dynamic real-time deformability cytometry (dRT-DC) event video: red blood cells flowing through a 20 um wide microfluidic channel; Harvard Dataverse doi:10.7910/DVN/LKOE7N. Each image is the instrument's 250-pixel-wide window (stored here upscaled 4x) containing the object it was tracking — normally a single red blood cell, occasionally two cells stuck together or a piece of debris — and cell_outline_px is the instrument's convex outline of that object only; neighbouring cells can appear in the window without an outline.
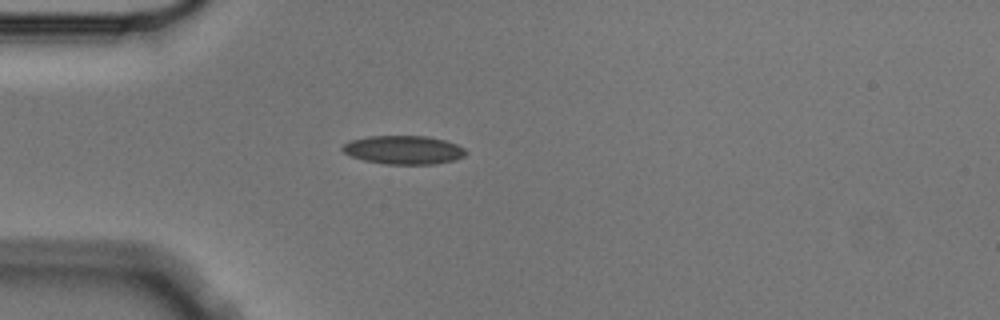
{"species": "Egyptian fruit bat (a non-hibernating species)", "species_latin": "Rousettus aegyptiacus", "temperature_condition": "cold", "stored_images_in_passage": 2, "camera_frame_rate_fps": 3000, "um_per_image_px": 0.085, "animal": {"sex": "male"}, "frame": {"image": 1, "passage_image": 2, "time_ms": 0.333, "image_size_px": [1000, 320], "cell_outline_px": [[468, 152], [464, 156], [456, 160], [432, 164], [384, 164], [364, 160], [352, 156], [344, 152], [340, 148], [344, 144], [352, 140], [368, 136], [428, 136], [444, 140], [456, 144], [464, 148]], "centroid_in_image_um": [34.33, 12.74], "position_along_channel_um": 50.7, "area_um2": 20.52}}